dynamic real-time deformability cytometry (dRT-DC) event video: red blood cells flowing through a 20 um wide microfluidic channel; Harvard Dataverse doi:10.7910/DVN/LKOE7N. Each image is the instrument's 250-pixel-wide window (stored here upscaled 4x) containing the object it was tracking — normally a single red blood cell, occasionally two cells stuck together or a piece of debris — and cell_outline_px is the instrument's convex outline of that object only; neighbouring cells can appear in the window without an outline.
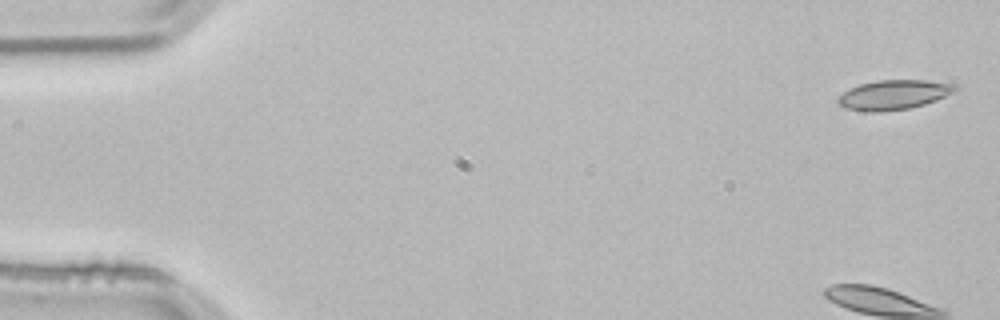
{"species": "common noctule bat (a hibernating species)", "species_latin": "Nyctalus noctula", "temperature_condition": "room temperature", "stored_images_in_passage": 3, "camera_frame_rate_fps": 3000, "um_per_image_px": 0.085, "animal": {"sex": "male", "body_mass_g": 21.5, "forearm_length_mm": 52.0}, "frame": {"image": 1, "passage_image": 1, "time_ms": 0.0, "image_size_px": [1000, 320], "cell_outline_px": [[956, 88], [952, 92], [936, 100], [924, 104], [908, 108], [880, 112], [868, 112], [844, 108], [836, 104], [836, 96], [860, 84], [876, 80], [924, 80], [952, 84]], "centroid_in_image_um": [75.85, 8.07], "position_along_channel_um": 9.1, "area_um2": 20.06}}